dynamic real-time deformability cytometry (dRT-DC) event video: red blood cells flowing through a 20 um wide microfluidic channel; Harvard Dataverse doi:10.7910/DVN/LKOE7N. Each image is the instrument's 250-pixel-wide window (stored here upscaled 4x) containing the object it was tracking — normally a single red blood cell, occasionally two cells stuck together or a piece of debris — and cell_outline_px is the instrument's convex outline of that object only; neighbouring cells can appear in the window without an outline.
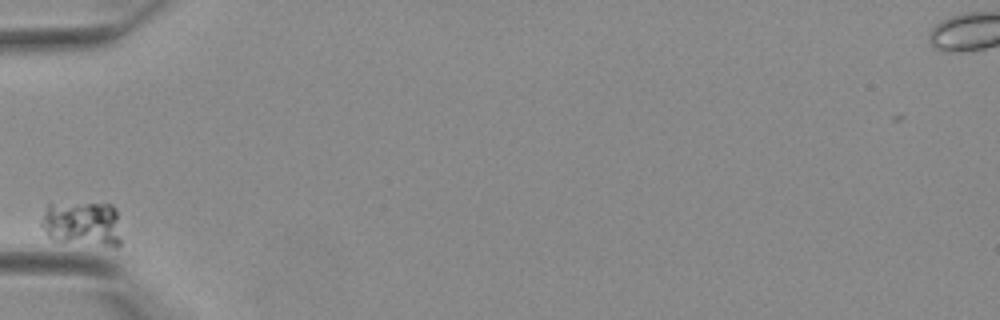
{"species": "Egyptian fruit bat (a non-hibernating species)", "species_latin": "Rousettus aegyptiacus", "temperature_condition": "warm", "stored_images_in_passage": 23, "camera_frame_rate_fps": 3000, "um_per_image_px": 0.085, "animal": {"sex": "female"}, "frame": {"image": 1, "passage_image": 1, "time_ms": 0.0, "image_size_px": [1000, 320], "cell_outline_px": [[120, 244], [116, 248], [112, 248], [52, 240], [48, 236], [40, 224], [48, 200], [112, 204], [116, 208], [120, 240]], "centroid_in_image_um": [6.96, 18.98], "position_along_channel_um": 78.0, "area_um2": 22.14}}
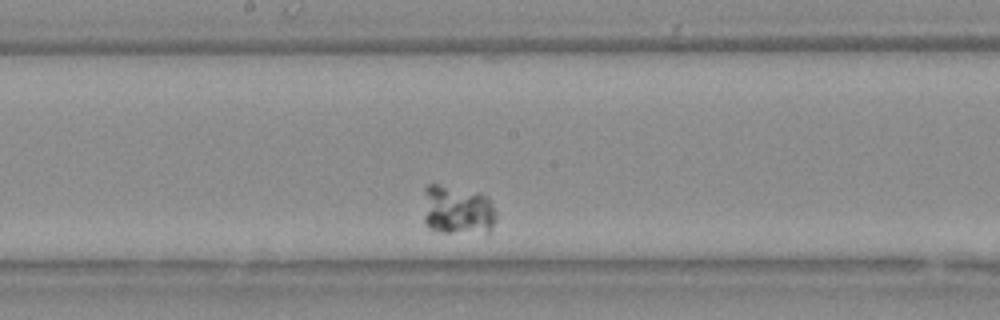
{"frame": {"image": 2, "passage_image": 11, "time_ms": 3.333, "image_size_px": [1000, 320], "cell_outline_px": [[496, 220], [488, 236], [444, 232], [428, 228], [424, 220], [424, 188], [428, 184], [436, 184], [480, 192], [488, 196], [496, 212]], "centroid_in_image_um": [38.94, 17.9], "position_along_channel_um": 209.3, "area_um2": 21.85}}
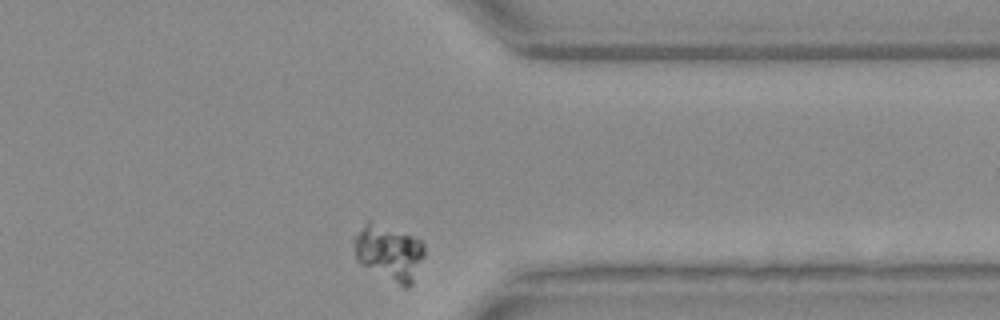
{"frame": {"image": 3, "passage_image": 23, "time_ms": 7.333, "image_size_px": [1000, 320], "cell_outline_px": [[424, 256], [412, 284], [408, 288], [404, 288], [360, 264], [356, 260], [352, 244], [352, 240], [364, 224], [368, 220], [412, 236], [420, 240], [424, 244]], "centroid_in_image_um": [33.05, 21.49], "position_along_channel_um": 378.4, "area_um2": 22.83}}